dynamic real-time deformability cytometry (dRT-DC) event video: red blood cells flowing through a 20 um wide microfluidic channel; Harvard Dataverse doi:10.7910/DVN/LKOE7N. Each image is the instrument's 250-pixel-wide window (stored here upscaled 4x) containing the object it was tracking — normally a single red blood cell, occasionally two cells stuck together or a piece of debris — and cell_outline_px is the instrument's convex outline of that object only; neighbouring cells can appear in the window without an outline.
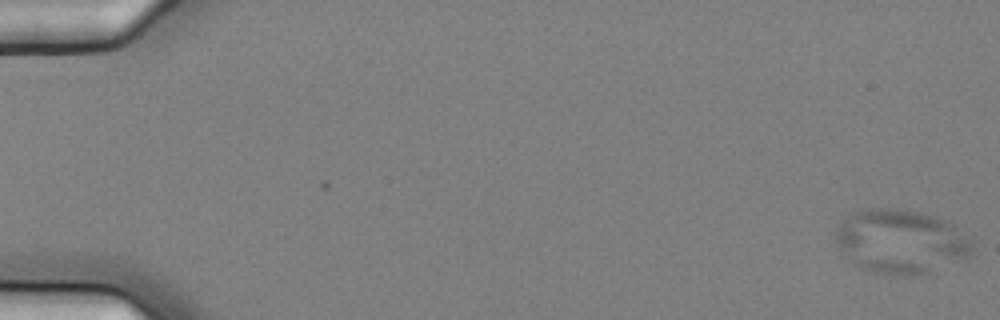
{"species": "common noctule bat (a hibernating species)", "species_latin": "Nyctalus noctula", "temperature_condition": "cold", "stored_images_in_passage": 7, "camera_frame_rate_fps": 3000, "um_per_image_px": 0.085, "animal": {"sex": "female", "body_mass_g": 25.1}, "frame": {"image": 1, "passage_image": 1, "time_ms": 0.0, "image_size_px": [1000, 320], "cell_outline_px": [[972, 248], [968, 260], [924, 272], [876, 272], [860, 268], [852, 264], [848, 260], [840, 248], [836, 240], [836, 224], [852, 212], [868, 208], [896, 208], [920, 212], [944, 220], [952, 224], [968, 236], [972, 240]], "centroid_in_image_um": [76.55, 20.48], "position_along_channel_um": 8.4, "area_um2": 50.4}}
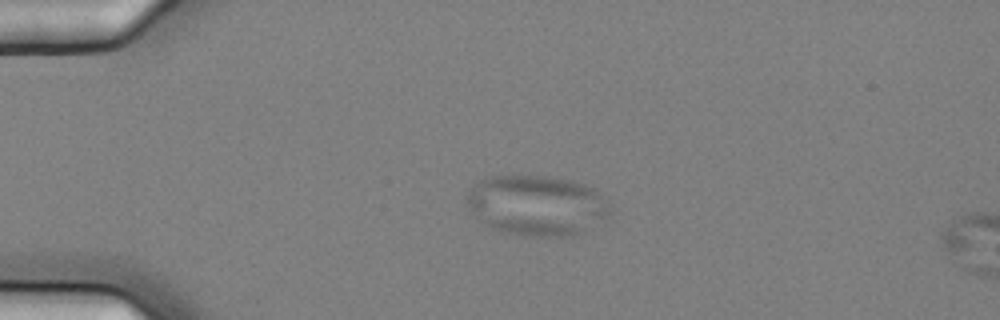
{"frame": {"image": 2, "passage_image": 5, "time_ms": 1.333, "image_size_px": [1000, 320], "cell_outline_px": [[612, 208], [608, 216], [580, 236], [524, 236], [500, 232], [484, 224], [468, 212], [468, 192], [480, 180], [492, 176], [548, 176], [572, 180], [584, 184], [592, 188], [608, 200], [612, 204]], "centroid_in_image_um": [45.66, 17.48], "position_along_channel_um": 39.3, "area_um2": 51.04}}
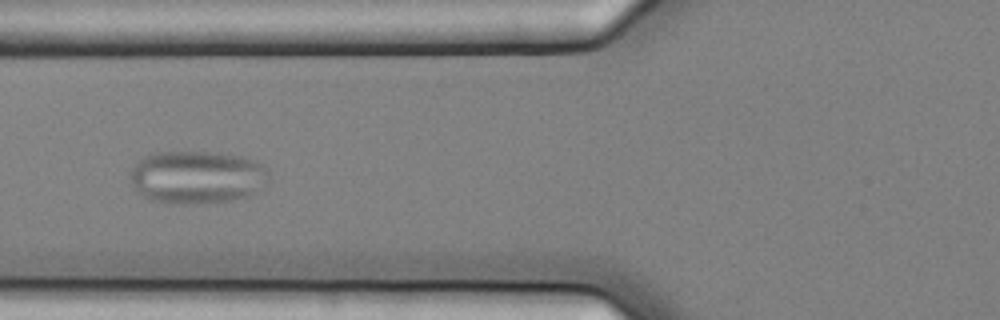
{"frame": {"image": 3, "passage_image": 7, "time_ms": 2.0, "image_size_px": [1000, 320], "cell_outline_px": [[272, 176], [260, 192], [248, 196], [232, 200], [196, 204], [168, 204], [148, 200], [136, 192], [132, 184], [128, 172], [144, 156], [152, 152], [208, 152], [240, 156], [256, 160], [264, 164], [268, 168]], "centroid_in_image_um": [16.77, 15.08], "position_along_channel_um": 109.0, "area_um2": 43.87}}